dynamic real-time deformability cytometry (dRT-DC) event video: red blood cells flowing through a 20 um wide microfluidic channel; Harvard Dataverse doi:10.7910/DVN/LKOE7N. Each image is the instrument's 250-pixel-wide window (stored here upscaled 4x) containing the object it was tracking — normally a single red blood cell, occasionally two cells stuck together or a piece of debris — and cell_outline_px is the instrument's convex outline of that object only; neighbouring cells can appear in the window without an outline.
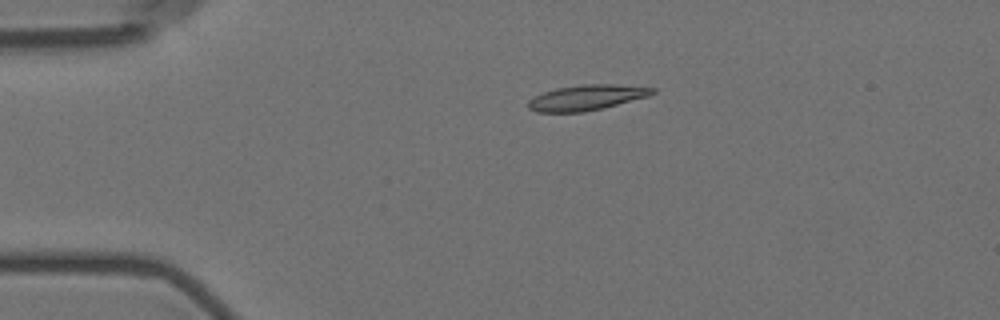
{"species": "Egyptian fruit bat (a non-hibernating species)", "species_latin": "Rousettus aegyptiacus", "temperature_condition": "room temperature", "stored_images_in_passage": 7, "camera_frame_rate_fps": 3000, "um_per_image_px": 0.085, "animal": {"sex": "female"}, "frame": {"image": 1, "passage_image": 4, "time_ms": 3.667, "image_size_px": [1000, 320], "cell_outline_px": [[656, 92], [648, 96], [604, 108], [584, 112], [536, 112], [528, 108], [528, 100], [532, 96], [556, 88], [580, 84], [616, 84], [656, 88]], "centroid_in_image_um": [49.84, 8.29], "position_along_channel_um": 35.2, "area_um2": 18.55}}
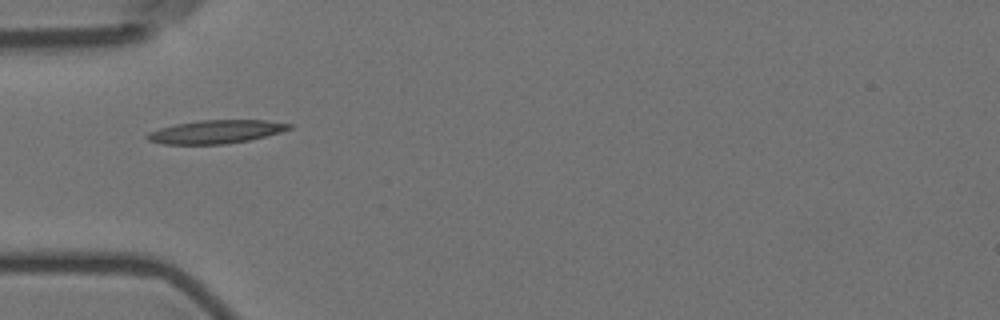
{"frame": {"image": 2, "passage_image": 6, "time_ms": 5.667, "image_size_px": [1000, 320], "cell_outline_px": [[292, 128], [280, 132], [248, 140], [224, 144], [164, 144], [148, 140], [144, 136], [148, 132], [160, 128], [176, 124], [200, 120], [264, 120], [292, 124]], "centroid_in_image_um": [18.32, 11.19], "position_along_channel_um": 66.7, "area_um2": 19.13}}